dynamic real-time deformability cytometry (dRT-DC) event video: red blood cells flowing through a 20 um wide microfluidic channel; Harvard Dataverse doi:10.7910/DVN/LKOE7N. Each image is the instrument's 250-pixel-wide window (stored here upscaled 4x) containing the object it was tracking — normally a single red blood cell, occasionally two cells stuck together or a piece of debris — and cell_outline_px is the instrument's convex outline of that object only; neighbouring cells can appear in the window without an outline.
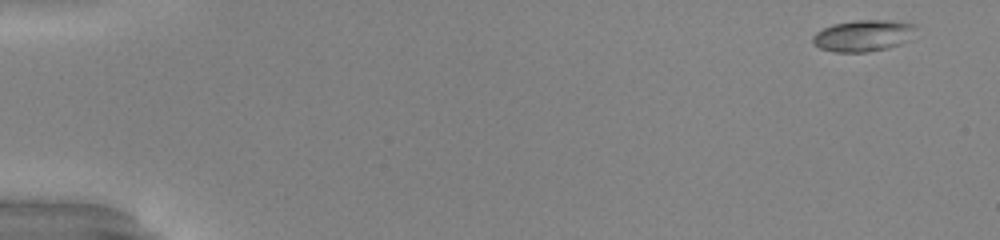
{"species": "common noctule bat (a hibernating species)", "species_latin": "Nyctalus noctula", "temperature_condition": "warm", "stored_images_in_passage": 51, "camera_frame_rate_fps": 3000, "um_per_image_px": 0.085, "animal": {"sex": "male", "body_mass_g": 20.0, "forearm_length_mm": 53.3}, "frame": {"image": 1, "passage_image": 1, "time_ms": 0.0, "image_size_px": [1000, 240], "cell_outline_px": [[916, 28], [900, 44], [888, 48], [868, 52], [832, 52], [820, 48], [812, 44], [812, 36], [816, 32], [832, 24], [856, 20], [892, 20], [916, 24]], "centroid_in_image_um": [73.31, 3.03], "position_along_channel_um": 11.7, "area_um2": 18.84}}
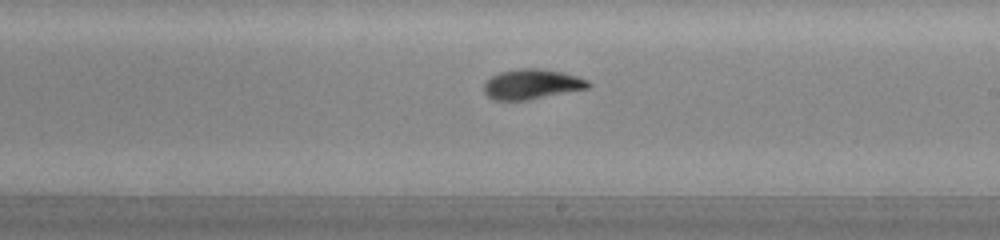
{"frame": {"image": 2, "passage_image": 30, "time_ms": 9.667, "image_size_px": [1000, 240], "cell_outline_px": [[592, 84], [588, 88], [528, 100], [492, 100], [484, 92], [484, 84], [492, 76], [500, 72], [520, 68], [544, 68], [576, 76], [588, 80]], "centroid_in_image_um": [45.2, 7.15], "position_along_channel_um": 243.8, "area_um2": 18.21}}
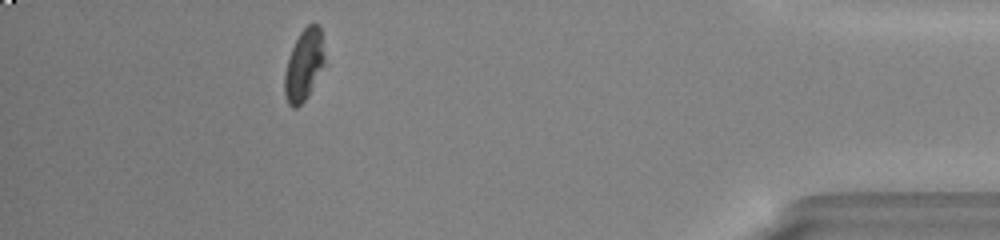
{"frame": {"image": 3, "passage_image": 46, "time_ms": 15.0, "image_size_px": [1000, 240], "cell_outline_px": [[324, 64], [308, 96], [296, 108], [292, 108], [288, 104], [284, 96], [284, 72], [292, 48], [300, 32], [308, 24], [320, 24], [324, 56]], "centroid_in_image_um": [25.82, 5.54], "position_along_channel_um": 409.4, "area_um2": 16.53}, "authors_computed_cell_mechanics": {"area_um2": 18.0336, "velocity_mm_per_s": 3.9951, "shape_relaxation_time_tau1_ms": 3.493, "shape_relaxation_time_tau2_ms": 2.3513, "deformation_change_tau1": 0.1666, "deformation_change_tau2": 0.0751}}